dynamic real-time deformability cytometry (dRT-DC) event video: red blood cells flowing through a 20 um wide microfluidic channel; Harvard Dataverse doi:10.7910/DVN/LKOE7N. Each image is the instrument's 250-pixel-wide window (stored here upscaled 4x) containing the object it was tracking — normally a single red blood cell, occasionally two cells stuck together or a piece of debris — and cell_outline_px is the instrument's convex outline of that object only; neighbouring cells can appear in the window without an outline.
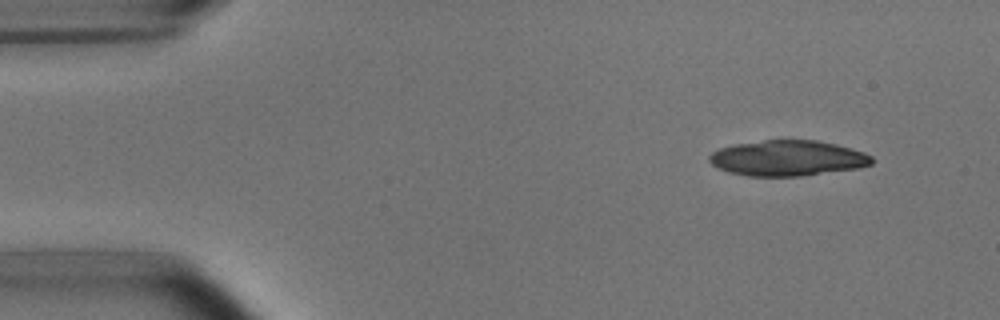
{"species": "common noctule bat (a hibernating species)", "species_latin": "Nyctalus noctula", "temperature_condition": "room temperature", "stored_images_in_passage": 2, "segment_of_instrument_passage": [2, 2], "camera_frame_rate_fps": 3000, "um_per_image_px": 0.085, "animal": {"sex": "male", "body_mass_g": 15.6}, "frame": {"image": 1, "passage_image": 2, "time_ms": 2.333, "image_size_px": [1000, 320], "cell_outline_px": [[872, 164], [860, 168], [800, 176], [748, 176], [728, 172], [712, 164], [708, 160], [708, 156], [712, 152], [720, 148], [736, 144], [764, 140], [816, 140], [836, 144], [864, 152], [872, 156]], "centroid_in_image_um": [66.96, 13.44], "position_along_channel_um": 18.0, "area_um2": 33.64}}